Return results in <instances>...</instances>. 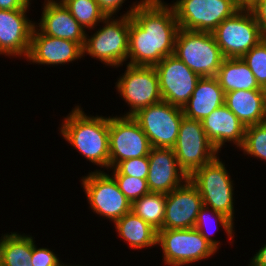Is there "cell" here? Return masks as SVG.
I'll use <instances>...</instances> for the list:
<instances>
[{
    "instance_id": "obj_34",
    "label": "cell",
    "mask_w": 266,
    "mask_h": 266,
    "mask_svg": "<svg viewBox=\"0 0 266 266\" xmlns=\"http://www.w3.org/2000/svg\"><path fill=\"white\" fill-rule=\"evenodd\" d=\"M249 9L254 15L264 38H266V0H258Z\"/></svg>"
},
{
    "instance_id": "obj_31",
    "label": "cell",
    "mask_w": 266,
    "mask_h": 266,
    "mask_svg": "<svg viewBox=\"0 0 266 266\" xmlns=\"http://www.w3.org/2000/svg\"><path fill=\"white\" fill-rule=\"evenodd\" d=\"M120 191L132 203L136 199L141 198L143 195L150 193L148 188L147 179L131 177L128 175H111Z\"/></svg>"
},
{
    "instance_id": "obj_27",
    "label": "cell",
    "mask_w": 266,
    "mask_h": 266,
    "mask_svg": "<svg viewBox=\"0 0 266 266\" xmlns=\"http://www.w3.org/2000/svg\"><path fill=\"white\" fill-rule=\"evenodd\" d=\"M166 194L148 193L132 202L131 211L157 232L163 229Z\"/></svg>"
},
{
    "instance_id": "obj_21",
    "label": "cell",
    "mask_w": 266,
    "mask_h": 266,
    "mask_svg": "<svg viewBox=\"0 0 266 266\" xmlns=\"http://www.w3.org/2000/svg\"><path fill=\"white\" fill-rule=\"evenodd\" d=\"M225 101V93L219 85L216 77H201L189 98L183 106L184 116L202 121L216 108L222 106Z\"/></svg>"
},
{
    "instance_id": "obj_38",
    "label": "cell",
    "mask_w": 266,
    "mask_h": 266,
    "mask_svg": "<svg viewBox=\"0 0 266 266\" xmlns=\"http://www.w3.org/2000/svg\"><path fill=\"white\" fill-rule=\"evenodd\" d=\"M235 4L241 9H249L258 0H233Z\"/></svg>"
},
{
    "instance_id": "obj_8",
    "label": "cell",
    "mask_w": 266,
    "mask_h": 266,
    "mask_svg": "<svg viewBox=\"0 0 266 266\" xmlns=\"http://www.w3.org/2000/svg\"><path fill=\"white\" fill-rule=\"evenodd\" d=\"M212 35L225 58H241L263 38L250 9H239L223 20Z\"/></svg>"
},
{
    "instance_id": "obj_13",
    "label": "cell",
    "mask_w": 266,
    "mask_h": 266,
    "mask_svg": "<svg viewBox=\"0 0 266 266\" xmlns=\"http://www.w3.org/2000/svg\"><path fill=\"white\" fill-rule=\"evenodd\" d=\"M152 146L132 116H109L110 168L131 158L148 156Z\"/></svg>"
},
{
    "instance_id": "obj_33",
    "label": "cell",
    "mask_w": 266,
    "mask_h": 266,
    "mask_svg": "<svg viewBox=\"0 0 266 266\" xmlns=\"http://www.w3.org/2000/svg\"><path fill=\"white\" fill-rule=\"evenodd\" d=\"M34 239L35 237H33V252L30 260L33 266H73L70 263H63L58 257L59 255L54 253L53 250L47 247L38 248Z\"/></svg>"
},
{
    "instance_id": "obj_12",
    "label": "cell",
    "mask_w": 266,
    "mask_h": 266,
    "mask_svg": "<svg viewBox=\"0 0 266 266\" xmlns=\"http://www.w3.org/2000/svg\"><path fill=\"white\" fill-rule=\"evenodd\" d=\"M183 116L182 108L161 101L139 110L132 117L139 123L152 147L173 148Z\"/></svg>"
},
{
    "instance_id": "obj_3",
    "label": "cell",
    "mask_w": 266,
    "mask_h": 266,
    "mask_svg": "<svg viewBox=\"0 0 266 266\" xmlns=\"http://www.w3.org/2000/svg\"><path fill=\"white\" fill-rule=\"evenodd\" d=\"M144 0L135 1L129 6V10L120 17L107 16L98 25L100 28H94L95 33L86 32L85 43L83 46V57L89 55L103 63L104 67L110 66L118 68L127 64L129 51V28L130 15ZM102 26V27H101ZM97 29V30H96Z\"/></svg>"
},
{
    "instance_id": "obj_5",
    "label": "cell",
    "mask_w": 266,
    "mask_h": 266,
    "mask_svg": "<svg viewBox=\"0 0 266 266\" xmlns=\"http://www.w3.org/2000/svg\"><path fill=\"white\" fill-rule=\"evenodd\" d=\"M174 55L200 77H215L223 60L212 33L179 29Z\"/></svg>"
},
{
    "instance_id": "obj_14",
    "label": "cell",
    "mask_w": 266,
    "mask_h": 266,
    "mask_svg": "<svg viewBox=\"0 0 266 266\" xmlns=\"http://www.w3.org/2000/svg\"><path fill=\"white\" fill-rule=\"evenodd\" d=\"M154 67L158 75L163 101L183 108L201 77L174 54L164 57Z\"/></svg>"
},
{
    "instance_id": "obj_17",
    "label": "cell",
    "mask_w": 266,
    "mask_h": 266,
    "mask_svg": "<svg viewBox=\"0 0 266 266\" xmlns=\"http://www.w3.org/2000/svg\"><path fill=\"white\" fill-rule=\"evenodd\" d=\"M203 206L198 188L188 179L166 194L163 229L194 228L197 215Z\"/></svg>"
},
{
    "instance_id": "obj_29",
    "label": "cell",
    "mask_w": 266,
    "mask_h": 266,
    "mask_svg": "<svg viewBox=\"0 0 266 266\" xmlns=\"http://www.w3.org/2000/svg\"><path fill=\"white\" fill-rule=\"evenodd\" d=\"M244 156L266 162V122L247 126L242 147Z\"/></svg>"
},
{
    "instance_id": "obj_18",
    "label": "cell",
    "mask_w": 266,
    "mask_h": 266,
    "mask_svg": "<svg viewBox=\"0 0 266 266\" xmlns=\"http://www.w3.org/2000/svg\"><path fill=\"white\" fill-rule=\"evenodd\" d=\"M148 160L147 184L151 193H170L189 179L179 166L173 148L152 147Z\"/></svg>"
},
{
    "instance_id": "obj_4",
    "label": "cell",
    "mask_w": 266,
    "mask_h": 266,
    "mask_svg": "<svg viewBox=\"0 0 266 266\" xmlns=\"http://www.w3.org/2000/svg\"><path fill=\"white\" fill-rule=\"evenodd\" d=\"M218 155L212 162L197 169L189 180L198 188L203 205L235 220V183ZM234 186V187H233Z\"/></svg>"
},
{
    "instance_id": "obj_36",
    "label": "cell",
    "mask_w": 266,
    "mask_h": 266,
    "mask_svg": "<svg viewBox=\"0 0 266 266\" xmlns=\"http://www.w3.org/2000/svg\"><path fill=\"white\" fill-rule=\"evenodd\" d=\"M31 0H0L2 10H29Z\"/></svg>"
},
{
    "instance_id": "obj_7",
    "label": "cell",
    "mask_w": 266,
    "mask_h": 266,
    "mask_svg": "<svg viewBox=\"0 0 266 266\" xmlns=\"http://www.w3.org/2000/svg\"><path fill=\"white\" fill-rule=\"evenodd\" d=\"M89 209L113 224L131 211L132 203L120 191L115 179L101 169L81 177Z\"/></svg>"
},
{
    "instance_id": "obj_35",
    "label": "cell",
    "mask_w": 266,
    "mask_h": 266,
    "mask_svg": "<svg viewBox=\"0 0 266 266\" xmlns=\"http://www.w3.org/2000/svg\"><path fill=\"white\" fill-rule=\"evenodd\" d=\"M127 0H96L106 16H116ZM117 13V14H116Z\"/></svg>"
},
{
    "instance_id": "obj_30",
    "label": "cell",
    "mask_w": 266,
    "mask_h": 266,
    "mask_svg": "<svg viewBox=\"0 0 266 266\" xmlns=\"http://www.w3.org/2000/svg\"><path fill=\"white\" fill-rule=\"evenodd\" d=\"M254 74L259 86L266 88V38H263L256 46L251 48L242 57Z\"/></svg>"
},
{
    "instance_id": "obj_23",
    "label": "cell",
    "mask_w": 266,
    "mask_h": 266,
    "mask_svg": "<svg viewBox=\"0 0 266 266\" xmlns=\"http://www.w3.org/2000/svg\"><path fill=\"white\" fill-rule=\"evenodd\" d=\"M117 236L133 250L155 248L157 245V231L132 211L119 218L114 226Z\"/></svg>"
},
{
    "instance_id": "obj_25",
    "label": "cell",
    "mask_w": 266,
    "mask_h": 266,
    "mask_svg": "<svg viewBox=\"0 0 266 266\" xmlns=\"http://www.w3.org/2000/svg\"><path fill=\"white\" fill-rule=\"evenodd\" d=\"M10 233L1 235L2 266H33L30 261L33 252V236L25 233Z\"/></svg>"
},
{
    "instance_id": "obj_10",
    "label": "cell",
    "mask_w": 266,
    "mask_h": 266,
    "mask_svg": "<svg viewBox=\"0 0 266 266\" xmlns=\"http://www.w3.org/2000/svg\"><path fill=\"white\" fill-rule=\"evenodd\" d=\"M175 0L174 8L180 29L210 32L240 8L233 0Z\"/></svg>"
},
{
    "instance_id": "obj_16",
    "label": "cell",
    "mask_w": 266,
    "mask_h": 266,
    "mask_svg": "<svg viewBox=\"0 0 266 266\" xmlns=\"http://www.w3.org/2000/svg\"><path fill=\"white\" fill-rule=\"evenodd\" d=\"M83 59V48L76 42L55 38L41 33L35 26L26 59L30 64L61 66Z\"/></svg>"
},
{
    "instance_id": "obj_15",
    "label": "cell",
    "mask_w": 266,
    "mask_h": 266,
    "mask_svg": "<svg viewBox=\"0 0 266 266\" xmlns=\"http://www.w3.org/2000/svg\"><path fill=\"white\" fill-rule=\"evenodd\" d=\"M29 11L0 9V55L27 59L35 26Z\"/></svg>"
},
{
    "instance_id": "obj_2",
    "label": "cell",
    "mask_w": 266,
    "mask_h": 266,
    "mask_svg": "<svg viewBox=\"0 0 266 266\" xmlns=\"http://www.w3.org/2000/svg\"><path fill=\"white\" fill-rule=\"evenodd\" d=\"M63 117L59 132L85 160L99 166L103 171L110 168L109 116L87 115L77 105Z\"/></svg>"
},
{
    "instance_id": "obj_37",
    "label": "cell",
    "mask_w": 266,
    "mask_h": 266,
    "mask_svg": "<svg viewBox=\"0 0 266 266\" xmlns=\"http://www.w3.org/2000/svg\"><path fill=\"white\" fill-rule=\"evenodd\" d=\"M249 263L248 266H266V244H263L256 254L250 258Z\"/></svg>"
},
{
    "instance_id": "obj_26",
    "label": "cell",
    "mask_w": 266,
    "mask_h": 266,
    "mask_svg": "<svg viewBox=\"0 0 266 266\" xmlns=\"http://www.w3.org/2000/svg\"><path fill=\"white\" fill-rule=\"evenodd\" d=\"M215 223V224H213ZM234 221L224 215L221 212L215 211L211 208L203 206L195 222V229L206 239V241L211 244L217 251H219V246L222 245L220 240L212 238L211 236L219 230V226L224 229L225 234H227V239L230 243L234 242L235 234V225ZM212 224V225H211ZM210 227H213L212 230Z\"/></svg>"
},
{
    "instance_id": "obj_28",
    "label": "cell",
    "mask_w": 266,
    "mask_h": 266,
    "mask_svg": "<svg viewBox=\"0 0 266 266\" xmlns=\"http://www.w3.org/2000/svg\"><path fill=\"white\" fill-rule=\"evenodd\" d=\"M78 21L80 26L87 30H94L107 16L100 9L96 0H60Z\"/></svg>"
},
{
    "instance_id": "obj_11",
    "label": "cell",
    "mask_w": 266,
    "mask_h": 266,
    "mask_svg": "<svg viewBox=\"0 0 266 266\" xmlns=\"http://www.w3.org/2000/svg\"><path fill=\"white\" fill-rule=\"evenodd\" d=\"M173 151L188 177L220 155L208 140L202 122L186 116L182 118Z\"/></svg>"
},
{
    "instance_id": "obj_19",
    "label": "cell",
    "mask_w": 266,
    "mask_h": 266,
    "mask_svg": "<svg viewBox=\"0 0 266 266\" xmlns=\"http://www.w3.org/2000/svg\"><path fill=\"white\" fill-rule=\"evenodd\" d=\"M39 23L35 27L43 34L74 41L82 48L85 43V30L71 15L60 0H44Z\"/></svg>"
},
{
    "instance_id": "obj_1",
    "label": "cell",
    "mask_w": 266,
    "mask_h": 266,
    "mask_svg": "<svg viewBox=\"0 0 266 266\" xmlns=\"http://www.w3.org/2000/svg\"><path fill=\"white\" fill-rule=\"evenodd\" d=\"M179 29L169 3L144 0L130 15L127 64L154 67L174 54Z\"/></svg>"
},
{
    "instance_id": "obj_20",
    "label": "cell",
    "mask_w": 266,
    "mask_h": 266,
    "mask_svg": "<svg viewBox=\"0 0 266 266\" xmlns=\"http://www.w3.org/2000/svg\"><path fill=\"white\" fill-rule=\"evenodd\" d=\"M203 129L208 140L219 152L227 143H233L240 149L244 143L246 127L225 104L216 108L202 121Z\"/></svg>"
},
{
    "instance_id": "obj_22",
    "label": "cell",
    "mask_w": 266,
    "mask_h": 266,
    "mask_svg": "<svg viewBox=\"0 0 266 266\" xmlns=\"http://www.w3.org/2000/svg\"><path fill=\"white\" fill-rule=\"evenodd\" d=\"M224 104L245 127L266 122L265 90H236L225 93Z\"/></svg>"
},
{
    "instance_id": "obj_39",
    "label": "cell",
    "mask_w": 266,
    "mask_h": 266,
    "mask_svg": "<svg viewBox=\"0 0 266 266\" xmlns=\"http://www.w3.org/2000/svg\"><path fill=\"white\" fill-rule=\"evenodd\" d=\"M2 261H3V258H2V243H1V237H0V266H2Z\"/></svg>"
},
{
    "instance_id": "obj_9",
    "label": "cell",
    "mask_w": 266,
    "mask_h": 266,
    "mask_svg": "<svg viewBox=\"0 0 266 266\" xmlns=\"http://www.w3.org/2000/svg\"><path fill=\"white\" fill-rule=\"evenodd\" d=\"M115 84L119 97L130 107L122 116H133L139 110L163 101L155 67L126 64V70Z\"/></svg>"
},
{
    "instance_id": "obj_32",
    "label": "cell",
    "mask_w": 266,
    "mask_h": 266,
    "mask_svg": "<svg viewBox=\"0 0 266 266\" xmlns=\"http://www.w3.org/2000/svg\"><path fill=\"white\" fill-rule=\"evenodd\" d=\"M110 175H128L131 177L147 179L149 172L148 156L131 158L119 162L114 168H109Z\"/></svg>"
},
{
    "instance_id": "obj_24",
    "label": "cell",
    "mask_w": 266,
    "mask_h": 266,
    "mask_svg": "<svg viewBox=\"0 0 266 266\" xmlns=\"http://www.w3.org/2000/svg\"><path fill=\"white\" fill-rule=\"evenodd\" d=\"M215 77L224 93L236 90H265L259 86L242 58H225Z\"/></svg>"
},
{
    "instance_id": "obj_6",
    "label": "cell",
    "mask_w": 266,
    "mask_h": 266,
    "mask_svg": "<svg viewBox=\"0 0 266 266\" xmlns=\"http://www.w3.org/2000/svg\"><path fill=\"white\" fill-rule=\"evenodd\" d=\"M157 245L166 266H189L217 252L195 228L161 229L157 232Z\"/></svg>"
}]
</instances>
